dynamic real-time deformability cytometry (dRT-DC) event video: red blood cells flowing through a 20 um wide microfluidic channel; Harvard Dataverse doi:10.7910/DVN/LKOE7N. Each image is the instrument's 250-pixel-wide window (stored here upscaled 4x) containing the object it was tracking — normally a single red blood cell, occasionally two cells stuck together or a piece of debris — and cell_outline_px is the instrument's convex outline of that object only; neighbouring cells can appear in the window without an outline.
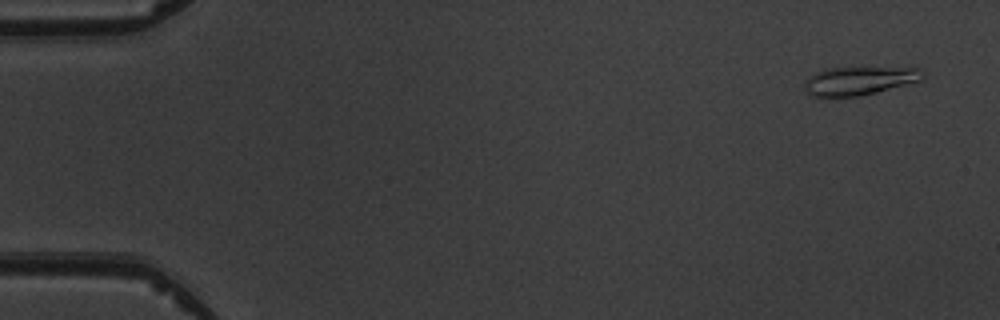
{"species": "common noctule bat (a hibernating species)", "species_latin": "Nyctalus noctula", "temperature_condition": "warm", "stored_images_in_passage": 5, "camera_frame_rate_fps": 3000, "um_per_image_px": 0.085, "animal": {"sex": "male", "body_mass_g": 19.5, "forearm_length_mm": 54.6}, "frame": {"image": 1, "passage_image": 1, "time_ms": 0.0, "image_size_px": [1000, 320], "cell_outline_px": [[924, 76], [920, 80], [908, 84], [860, 96], [812, 96], [804, 88], [804, 80], [808, 76], [816, 72], [832, 68], [916, 64], [920, 68]], "centroid_in_image_um": [73.17, 6.79], "position_along_channel_um": 11.8, "area_um2": 20.52}}